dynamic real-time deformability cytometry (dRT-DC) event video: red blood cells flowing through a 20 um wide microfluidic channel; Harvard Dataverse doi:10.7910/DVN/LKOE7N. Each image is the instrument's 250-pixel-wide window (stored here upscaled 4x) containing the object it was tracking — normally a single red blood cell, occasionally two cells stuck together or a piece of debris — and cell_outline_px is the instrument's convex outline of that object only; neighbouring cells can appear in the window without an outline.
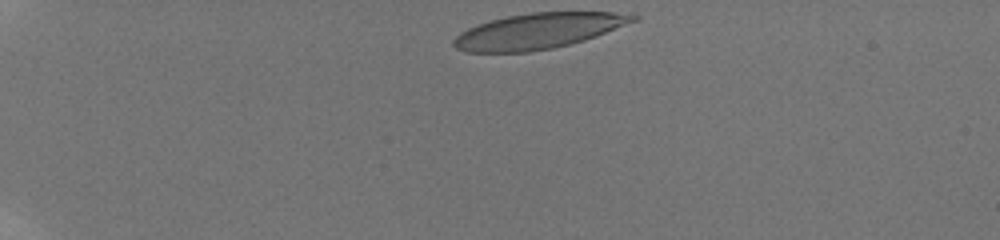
{"species": "human", "species_latin": "Homo sapiens", "temperature_condition": "room temperature", "stored_images_in_passage": 27, "camera_frame_rate_fps": 3000, "um_per_image_px": 0.085, "donor": {"sex": "male"}, "frame": {"image": 1, "passage_image": 1, "time_ms": 0.0, "image_size_px": [1000, 240], "cell_outline_px": [[640, 20], [596, 36], [584, 40], [552, 48], [528, 52], [468, 52], [456, 48], [452, 44], [452, 40], [460, 32], [476, 24], [508, 16], [532, 12], [632, 12], [640, 16]], "centroid_in_image_um": [45.82, 2.62], "position_along_channel_um": 39.2, "area_um2": 37.4}}
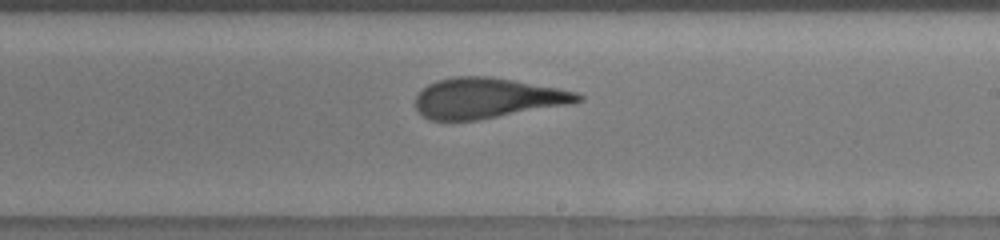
{"frame": {"image": 2, "passage_image": 17, "time_ms": 7.667, "image_size_px": [1000, 240], "cell_outline_px": [[584, 100], [572, 104], [476, 120], [432, 120], [424, 116], [416, 108], [416, 96], [428, 84], [440, 80], [456, 76], [492, 76], [556, 88], [576, 92], [584, 96]], "centroid_in_image_um": [41.45, 8.34], "position_along_channel_um": 247.6, "area_um2": 37.92}}
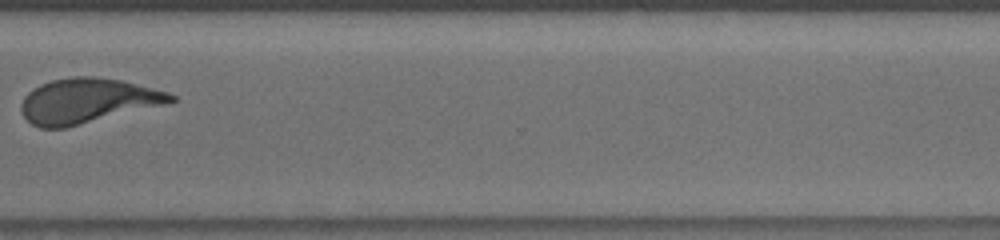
{"frame": {"image": 3, "passage_image": 23, "time_ms": 10.667, "image_size_px": [1000, 240], "cell_outline_px": [[176, 100], [168, 104], [64, 128], [40, 128], [32, 124], [24, 116], [20, 108], [20, 104], [24, 96], [28, 92], [40, 84], [52, 80], [72, 76], [92, 76], [120, 80], [168, 92], [176, 96]], "centroid_in_image_um": [7.42, 8.57], "position_along_channel_um": 363.2, "area_um2": 39.07}, "authors_computed_cell_mechanics": {"area_um2": 38.6682, "velocity_mm_per_s": 3.8419, "shape_relaxation_time_tau1_ms": 5.7075, "shape_relaxation_time_tau2_ms": 1.2085, "deformation_change_tau1": 0.2247, "deformation_change_tau2": 0.1064}}